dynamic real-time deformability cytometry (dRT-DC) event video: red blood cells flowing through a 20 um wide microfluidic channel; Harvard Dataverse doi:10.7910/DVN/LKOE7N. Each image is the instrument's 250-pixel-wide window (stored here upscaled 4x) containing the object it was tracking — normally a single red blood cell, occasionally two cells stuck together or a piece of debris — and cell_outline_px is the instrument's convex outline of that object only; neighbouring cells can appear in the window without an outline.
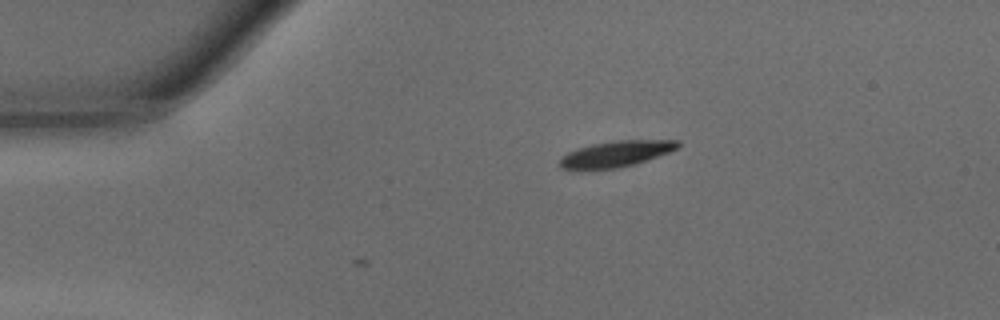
{"species": "common noctule bat (a hibernating species)", "species_latin": "Nyctalus noctula", "temperature_condition": "warm", "stored_images_in_passage": 2, "camera_frame_rate_fps": 3000, "um_per_image_px": 0.085, "animal": {"sex": "male", "body_mass_g": 15.6}, "frame": {"image": 1, "passage_image": 2, "time_ms": 0.333, "image_size_px": [1000, 320], "cell_outline_px": [[680, 144], [676, 148], [668, 152], [632, 164], [616, 168], [580, 172], [572, 172], [560, 168], [560, 160], [568, 152], [576, 148], [592, 144], [616, 140], [680, 140]], "centroid_in_image_um": [52.23, 13.11], "position_along_channel_um": 32.8, "area_um2": 18.15}}